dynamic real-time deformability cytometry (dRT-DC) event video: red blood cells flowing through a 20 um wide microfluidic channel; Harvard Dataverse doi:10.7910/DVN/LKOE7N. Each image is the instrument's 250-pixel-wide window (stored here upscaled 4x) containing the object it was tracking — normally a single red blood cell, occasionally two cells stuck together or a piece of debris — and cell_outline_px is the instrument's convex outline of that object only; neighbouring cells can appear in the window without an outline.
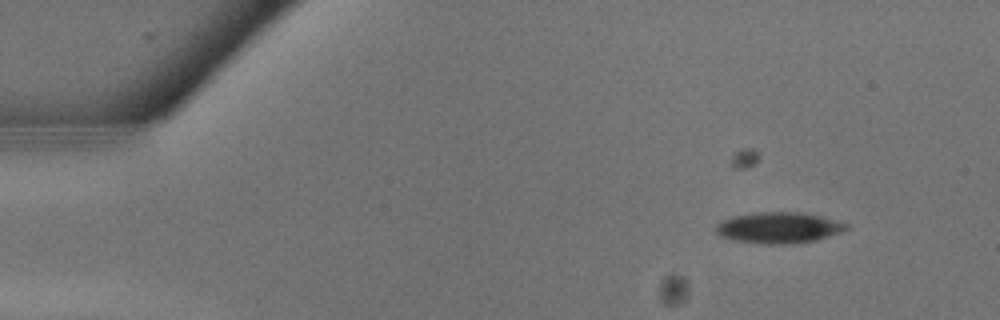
{"species": "common noctule bat (a hibernating species)", "species_latin": "Nyctalus noctula", "temperature_condition": "warm", "stored_images_in_passage": 17, "camera_frame_rate_fps": 3000, "um_per_image_px": 0.085, "animal": {"sex": "male", "body_mass_g": 13.3}, "frame": {"image": 1, "passage_image": 5, "time_ms": 1.333, "image_size_px": [1000, 320], "cell_outline_px": [[848, 228], [844, 232], [816, 240], [792, 244], [760, 244], [732, 240], [720, 236], [716, 232], [716, 224], [720, 220], [732, 216], [760, 212], [800, 212], [820, 216], [848, 224]], "centroid_in_image_um": [66.17, 19.36], "position_along_channel_um": 18.8, "area_um2": 23.81}}
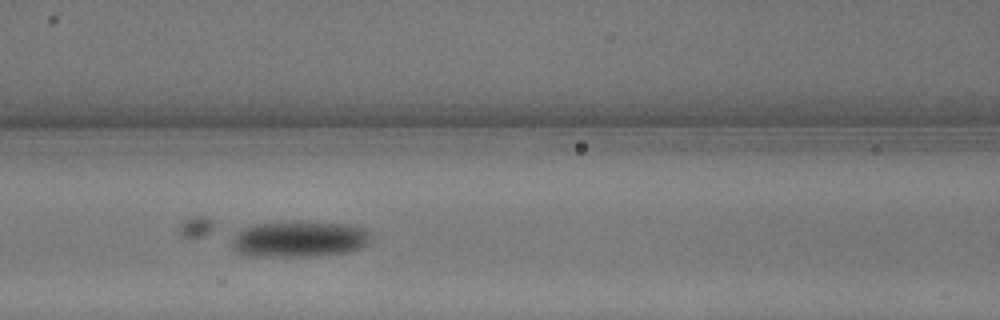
{"frame": {"image": 2, "passage_image": 14, "time_ms": 4.333, "image_size_px": [1000, 320], "cell_outline_px": [[376, 236], [368, 244], [352, 252], [316, 256], [248, 256], [236, 252], [232, 248], [232, 240], [236, 232], [240, 228], [252, 224], [344, 224], [368, 228]], "centroid_in_image_um": [25.5, 20.37], "position_along_channel_um": 141.1, "area_um2": 29.07}}
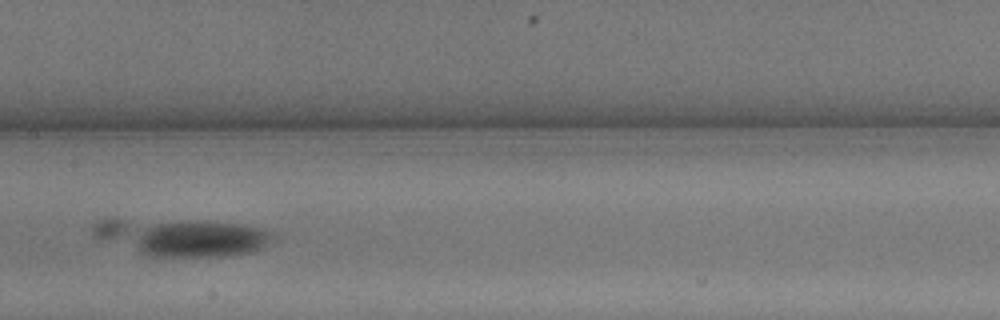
{"frame": {"image": 3, "passage_image": 16, "time_ms": 5.0, "image_size_px": [1000, 320], "cell_outline_px": [[272, 236], [268, 244], [264, 248], [252, 252], [224, 256], [148, 256], [96, 236], [92, 232], [92, 224], [100, 220], [124, 220], [244, 224], [268, 228], [272, 232]], "centroid_in_image_um": [15.59, 20.19], "position_along_channel_um": 191.8, "area_um2": 37.57}}